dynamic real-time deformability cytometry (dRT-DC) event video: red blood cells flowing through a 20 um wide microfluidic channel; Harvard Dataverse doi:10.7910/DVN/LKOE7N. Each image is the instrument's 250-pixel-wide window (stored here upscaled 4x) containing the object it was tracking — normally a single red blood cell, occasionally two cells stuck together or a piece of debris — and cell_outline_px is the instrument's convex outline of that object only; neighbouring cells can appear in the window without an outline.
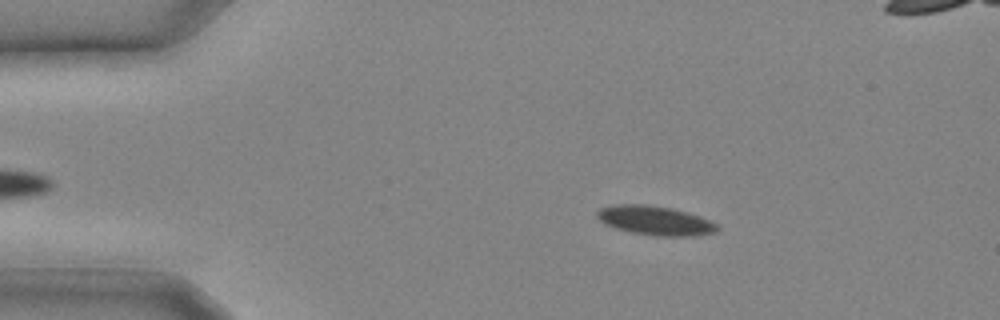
{"species": "common noctule bat (a hibernating species)", "species_latin": "Nyctalus noctula", "temperature_condition": "cold", "stored_images_in_passage": 9, "camera_frame_rate_fps": 3000, "um_per_image_px": 0.085, "animal": {"sex": "male", "body_mass_g": 20.4}, "frame": {"image": 1, "passage_image": 4, "time_ms": 1.0, "image_size_px": [1000, 320], "cell_outline_px": [[720, 228], [716, 232], [696, 236], [656, 236], [632, 232], [616, 228], [604, 224], [596, 216], [596, 212], [600, 208], [616, 204], [644, 204], [672, 208], [688, 212], [700, 216], [716, 224]], "centroid_in_image_um": [55.69, 18.74], "position_along_channel_um": 29.3, "area_um2": 20.52}}
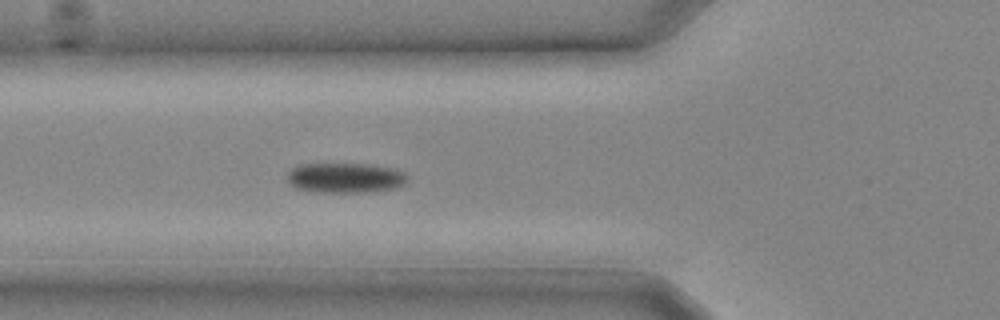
{"frame": {"image": 2, "passage_image": 9, "time_ms": 2.667, "image_size_px": [1000, 320], "cell_outline_px": [[404, 184], [392, 188], [364, 192], [324, 192], [296, 188], [288, 180], [288, 172], [296, 164], [368, 164], [396, 168], [404, 172]], "centroid_in_image_um": [29.32, 15.09], "position_along_channel_um": 96.5, "area_um2": 20.69}}